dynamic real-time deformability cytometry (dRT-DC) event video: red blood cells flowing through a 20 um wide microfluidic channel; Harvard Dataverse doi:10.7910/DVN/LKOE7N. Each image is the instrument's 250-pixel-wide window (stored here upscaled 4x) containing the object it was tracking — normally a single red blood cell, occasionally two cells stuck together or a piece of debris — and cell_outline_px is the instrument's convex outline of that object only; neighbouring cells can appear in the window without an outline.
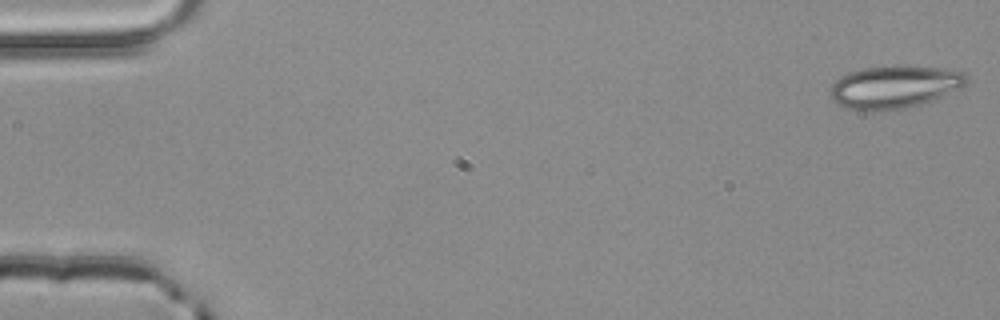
{"species": "common noctule bat (a hibernating species)", "species_latin": "Nyctalus noctula", "temperature_condition": "room temperature", "stored_images_in_passage": 3, "camera_frame_rate_fps": 3000, "um_per_image_px": 0.085, "animal": {"sex": "male", "body_mass_g": 20.4}, "frame": {"image": 1, "passage_image": 1, "time_ms": 0.0, "image_size_px": [1000, 320], "cell_outline_px": [[968, 80], [960, 88], [932, 100], [920, 104], [904, 108], [884, 112], [868, 112], [848, 108], [836, 104], [832, 100], [828, 88], [840, 76], [848, 72], [864, 68], [900, 64], [908, 64], [948, 68], [968, 72]], "centroid_in_image_um": [76.02, 7.37], "position_along_channel_um": 9.0, "area_um2": 35.03}}